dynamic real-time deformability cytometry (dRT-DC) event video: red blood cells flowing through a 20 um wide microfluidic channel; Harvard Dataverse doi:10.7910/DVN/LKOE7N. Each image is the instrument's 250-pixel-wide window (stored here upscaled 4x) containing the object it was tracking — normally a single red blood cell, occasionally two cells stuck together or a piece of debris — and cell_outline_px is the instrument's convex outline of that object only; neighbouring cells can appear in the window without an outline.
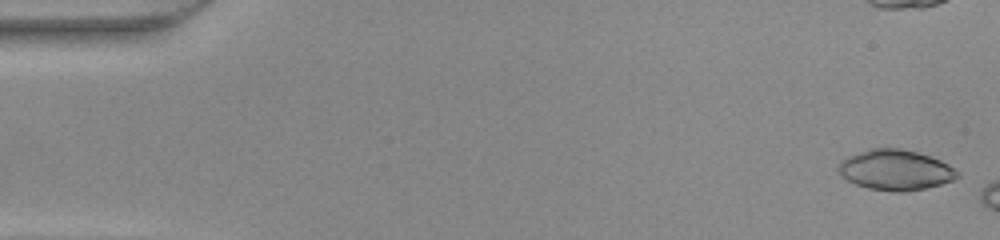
{"species": "common noctule bat (a hibernating species)", "species_latin": "Nyctalus noctula", "temperature_condition": "warm", "stored_images_in_passage": 8, "camera_frame_rate_fps": 3000, "um_per_image_px": 0.085, "animal": {"sex": "female", "body_mass_g": 22.0, "forearm_length_mm": 56.7}, "frame": {"image": 1, "passage_image": 2, "time_ms": 0.333, "image_size_px": [1000, 240], "cell_outline_px": [[960, 176], [952, 180], [940, 184], [924, 188], [904, 192], [892, 192], [868, 188], [856, 184], [848, 180], [836, 168], [840, 160], [848, 156], [868, 148], [900, 148], [916, 152], [940, 160], [948, 164], [960, 172]], "centroid_in_image_um": [76.1, 14.44], "position_along_channel_um": 8.9, "area_um2": 27.98}}